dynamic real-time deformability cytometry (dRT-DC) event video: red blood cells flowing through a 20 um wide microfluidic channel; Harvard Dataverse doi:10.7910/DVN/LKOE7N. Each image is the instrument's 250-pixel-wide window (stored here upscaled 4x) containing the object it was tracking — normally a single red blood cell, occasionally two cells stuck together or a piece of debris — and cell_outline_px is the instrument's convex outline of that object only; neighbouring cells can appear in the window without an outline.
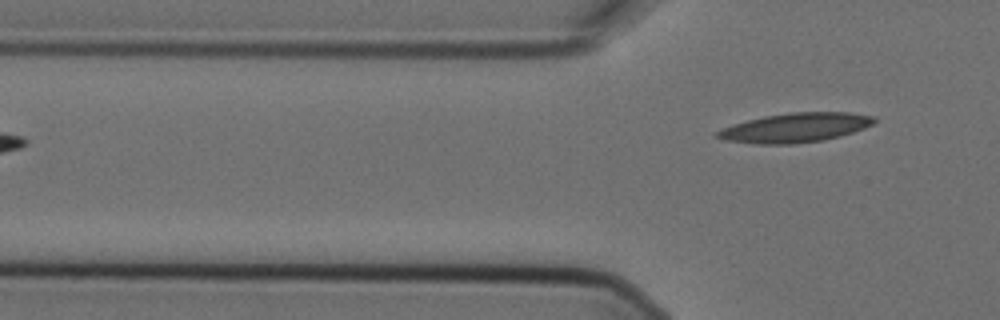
{"species": "Egyptian fruit bat (a non-hibernating species)", "species_latin": "Rousettus aegyptiacus", "temperature_condition": "cold", "stored_images_in_passage": 5, "camera_frame_rate_fps": 3000, "um_per_image_px": 0.085, "animal": {"sex": "female"}, "frame": {"image": 1, "passage_image": 5, "time_ms": 1.333, "image_size_px": [1000, 320], "cell_outline_px": [[876, 120], [872, 124], [864, 128], [840, 136], [824, 140], [792, 144], [756, 144], [728, 140], [716, 136], [712, 132], [748, 120], [764, 116], [788, 112], [848, 112], [876, 116]], "centroid_in_image_um": [67.63, 10.84], "position_along_channel_um": 58.2, "area_um2": 26.7}}